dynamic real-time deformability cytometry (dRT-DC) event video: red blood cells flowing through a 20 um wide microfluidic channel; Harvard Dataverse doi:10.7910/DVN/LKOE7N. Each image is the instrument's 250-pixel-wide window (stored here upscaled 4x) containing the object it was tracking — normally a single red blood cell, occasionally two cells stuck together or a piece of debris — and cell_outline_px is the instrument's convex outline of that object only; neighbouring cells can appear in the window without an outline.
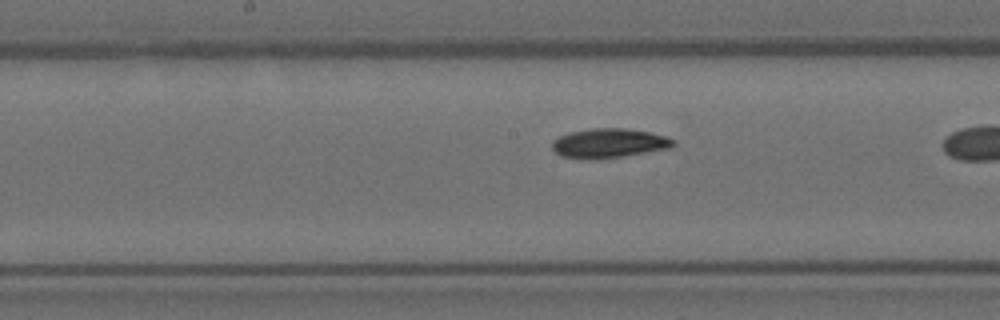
{"species": "Egyptian fruit bat (a non-hibernating species)", "species_latin": "Rousettus aegyptiacus", "temperature_condition": "room temperature", "stored_images_in_passage": 27, "camera_frame_rate_fps": 3000, "um_per_image_px": 0.085, "animal": {"sex": "female"}, "frame": {"image": 1, "passage_image": 25, "time_ms": 8.0, "image_size_px": [1000, 320], "cell_outline_px": [[676, 144], [672, 148], [620, 156], [588, 160], [560, 156], [552, 148], [552, 140], [568, 132], [592, 128], [624, 128], [648, 132], [664, 136], [676, 140]], "centroid_in_image_um": [51.74, 12.17], "position_along_channel_um": 196.5, "area_um2": 20.75}}